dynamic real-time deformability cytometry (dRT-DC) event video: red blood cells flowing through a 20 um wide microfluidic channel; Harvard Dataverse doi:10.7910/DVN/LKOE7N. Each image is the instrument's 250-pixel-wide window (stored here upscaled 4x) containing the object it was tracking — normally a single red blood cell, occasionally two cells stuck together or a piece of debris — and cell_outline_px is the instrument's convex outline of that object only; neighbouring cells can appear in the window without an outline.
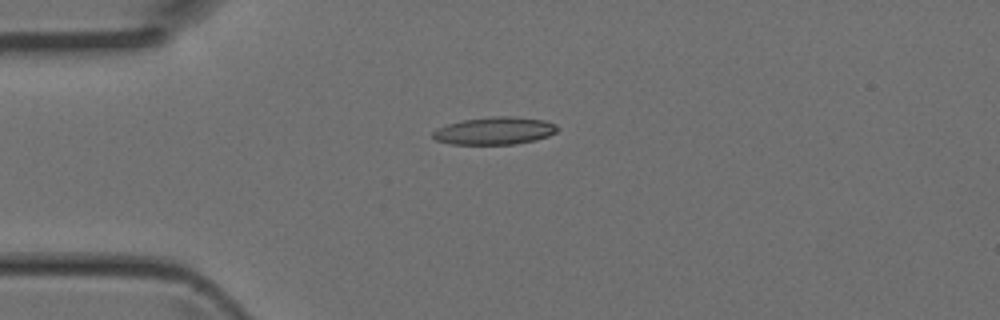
{"species": "Egyptian fruit bat (a non-hibernating species)", "species_latin": "Rousettus aegyptiacus", "temperature_condition": "room temperature", "stored_images_in_passage": 5, "camera_frame_rate_fps": 3000, "um_per_image_px": 0.085, "animal": {"sex": "female"}, "frame": {"image": 1, "passage_image": 3, "time_ms": 0.667, "image_size_px": [1000, 320], "cell_outline_px": [[560, 128], [556, 132], [548, 136], [536, 140], [516, 144], [452, 144], [436, 140], [432, 136], [432, 132], [436, 128], [448, 124], [464, 120], [492, 116], [512, 116], [544, 120], [556, 124]], "centroid_in_image_um": [42.07, 11.11], "position_along_channel_um": 42.9, "area_um2": 20.06}}
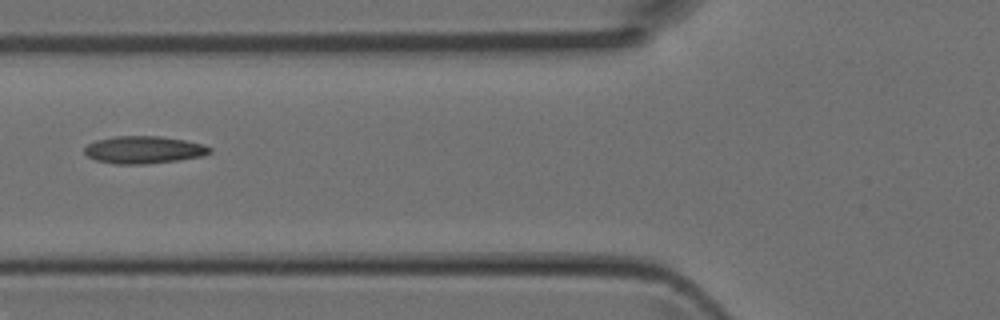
{"frame": {"image": 2, "passage_image": 5, "time_ms": 1.333, "image_size_px": [1000, 320], "cell_outline_px": [[212, 152], [200, 156], [180, 160], [148, 164], [116, 164], [96, 160], [88, 156], [84, 152], [84, 148], [88, 144], [96, 140], [116, 136], [160, 136], [184, 140], [204, 144], [212, 148]], "centroid_in_image_um": [12.23, 12.73], "position_along_channel_um": 113.6, "area_um2": 20.06}}